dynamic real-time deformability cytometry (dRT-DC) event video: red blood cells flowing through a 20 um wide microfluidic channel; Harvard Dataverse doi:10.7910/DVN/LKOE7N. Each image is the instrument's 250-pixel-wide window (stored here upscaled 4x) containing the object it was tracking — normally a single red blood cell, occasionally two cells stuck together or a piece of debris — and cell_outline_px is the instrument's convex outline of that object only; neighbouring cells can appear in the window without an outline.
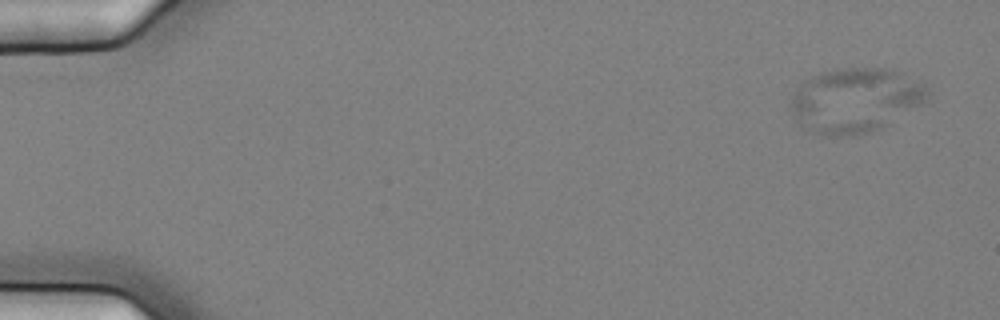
{"species": "common noctule bat (a hibernating species)", "species_latin": "Nyctalus noctula", "temperature_condition": "cold", "stored_images_in_passage": 18, "camera_frame_rate_fps": 3000, "um_per_image_px": 0.085, "animal": {"sex": "female", "body_mass_g": 25.1}, "frame": {"image": 1, "passage_image": 3, "time_ms": 0.667, "image_size_px": [1000, 320], "cell_outline_px": [[928, 96], [920, 104], [884, 124], [868, 132], [856, 136], [824, 136], [804, 128], [800, 124], [792, 112], [788, 104], [800, 80], [820, 72], [836, 68], [892, 68], [924, 84], [928, 92]], "centroid_in_image_um": [72.6, 8.49], "position_along_channel_um": 12.4, "area_um2": 51.27}}